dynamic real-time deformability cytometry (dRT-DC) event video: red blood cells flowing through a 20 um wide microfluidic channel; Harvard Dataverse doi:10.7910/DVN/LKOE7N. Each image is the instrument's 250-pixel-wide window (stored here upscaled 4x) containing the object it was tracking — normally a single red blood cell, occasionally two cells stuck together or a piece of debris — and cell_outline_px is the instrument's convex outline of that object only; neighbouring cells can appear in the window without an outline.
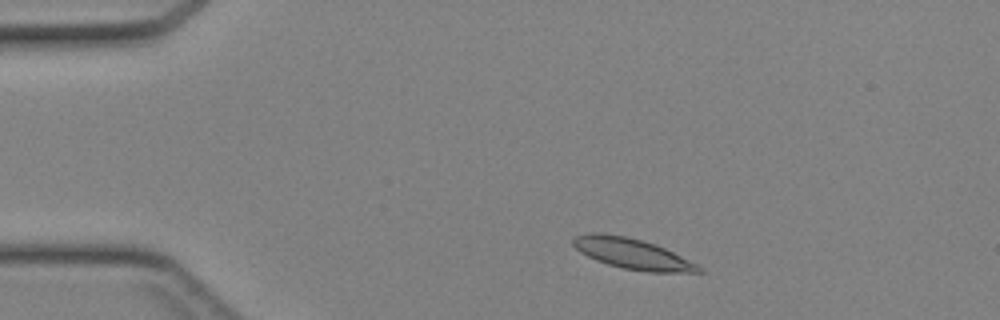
{"species": "Egyptian fruit bat (a non-hibernating species)", "species_latin": "Rousettus aegyptiacus", "temperature_condition": "cold", "stored_images_in_passage": 40, "camera_frame_rate_fps": 3000, "um_per_image_px": 0.085, "animal": {"sex": "female"}, "frame": {"image": 1, "passage_image": 4, "time_ms": 1.0, "image_size_px": [1000, 320], "cell_outline_px": [[704, 272], [648, 272], [624, 268], [608, 264], [596, 260], [580, 252], [572, 244], [572, 240], [576, 236], [588, 232], [604, 232], [624, 236], [656, 244], [704, 268]], "centroid_in_image_um": [53.71, 21.55], "position_along_channel_um": 31.3, "area_um2": 22.2}}
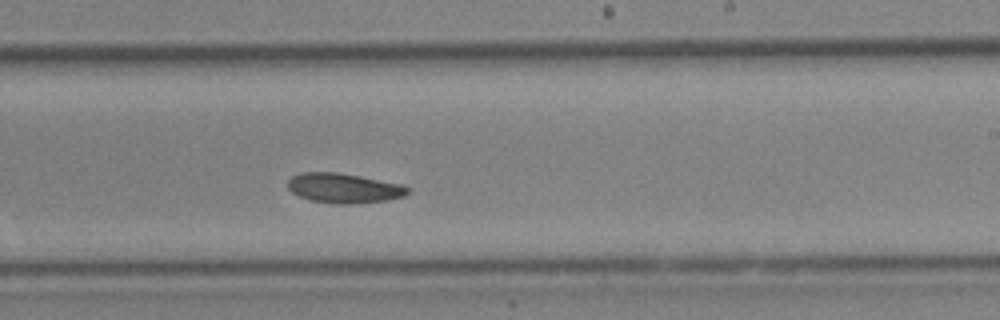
{"frame": {"image": 2, "passage_image": 23, "time_ms": 7.333, "image_size_px": [1000, 320], "cell_outline_px": [[408, 192], [404, 196], [388, 200], [352, 204], [340, 204], [312, 200], [300, 196], [292, 192], [288, 188], [288, 180], [292, 176], [300, 172], [336, 172], [360, 176], [400, 184], [408, 188]], "centroid_in_image_um": [29.2, 15.98], "position_along_channel_um": 259.8, "area_um2": 20.58}}
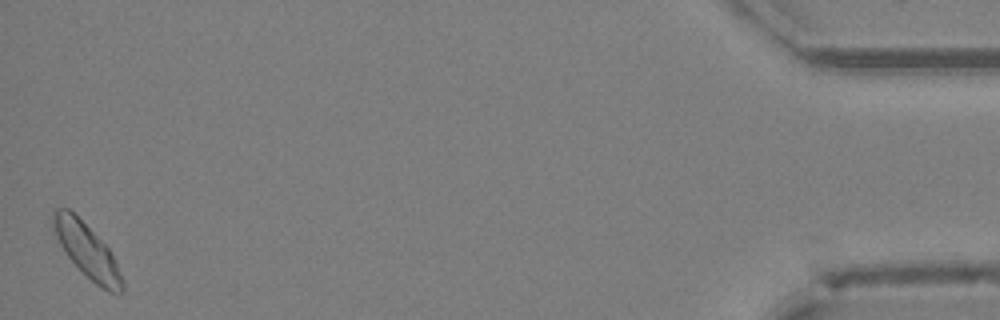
{"frame": {"image": 3, "passage_image": 40, "time_ms": 13.0, "image_size_px": [1000, 320], "cell_outline_px": [[124, 292], [120, 296], [108, 292], [96, 284], [68, 256], [60, 244], [52, 228], [52, 212], [56, 208], [68, 208], [108, 248], [124, 280]], "centroid_in_image_um": [7.41, 21.34], "position_along_channel_um": 427.8, "area_um2": 21.15}}